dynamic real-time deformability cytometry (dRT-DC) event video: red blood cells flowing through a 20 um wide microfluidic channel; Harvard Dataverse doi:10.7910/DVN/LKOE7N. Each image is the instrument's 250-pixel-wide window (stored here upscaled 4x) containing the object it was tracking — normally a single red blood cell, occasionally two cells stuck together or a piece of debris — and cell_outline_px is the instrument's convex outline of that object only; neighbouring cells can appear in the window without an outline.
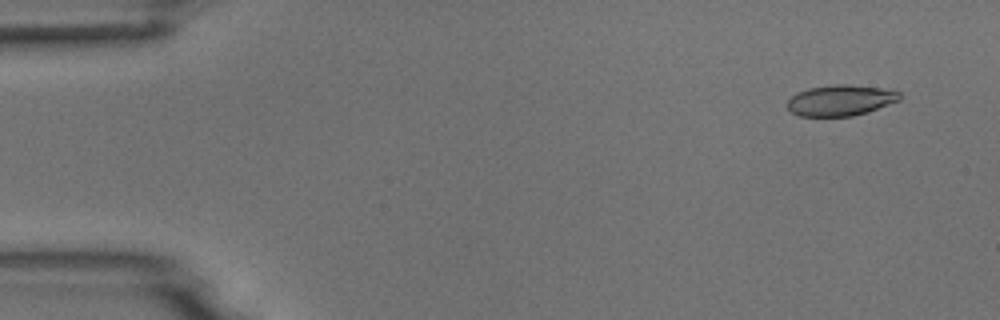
{"species": "common noctule bat (a hibernating species)", "species_latin": "Nyctalus noctula", "temperature_condition": "room temperature", "stored_images_in_passage": 5, "camera_frame_rate_fps": 3000, "um_per_image_px": 0.085, "animal": {"sex": "male", "body_mass_g": 18.8}, "frame": {"image": 1, "passage_image": 2, "time_ms": 1.0, "image_size_px": [1000, 320], "cell_outline_px": [[900, 100], [868, 112], [852, 116], [800, 116], [792, 112], [788, 108], [788, 100], [796, 92], [808, 88], [836, 84], [848, 84], [880, 88], [900, 92]], "centroid_in_image_um": [71.43, 8.53], "position_along_channel_um": 13.6, "area_um2": 20.11}}
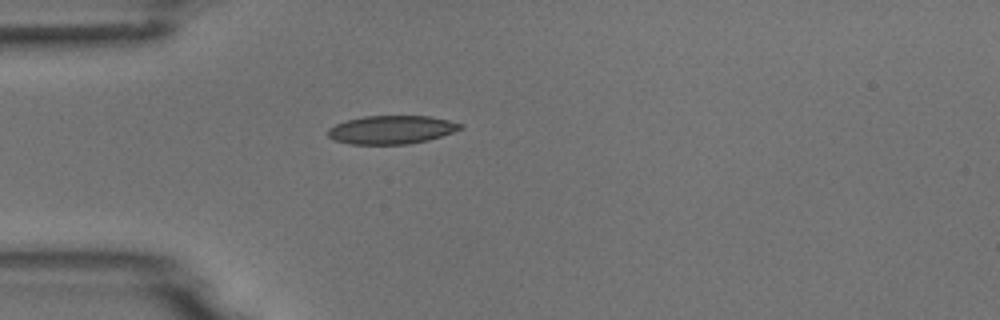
{"frame": {"image": 2, "passage_image": 5, "time_ms": 4.667, "image_size_px": [1000, 320], "cell_outline_px": [[464, 128], [428, 140], [408, 144], [352, 144], [332, 140], [328, 136], [328, 128], [336, 124], [348, 120], [364, 116], [432, 116], [464, 124]], "centroid_in_image_um": [33.29, 11.02], "position_along_channel_um": 51.7, "area_um2": 21.91}}